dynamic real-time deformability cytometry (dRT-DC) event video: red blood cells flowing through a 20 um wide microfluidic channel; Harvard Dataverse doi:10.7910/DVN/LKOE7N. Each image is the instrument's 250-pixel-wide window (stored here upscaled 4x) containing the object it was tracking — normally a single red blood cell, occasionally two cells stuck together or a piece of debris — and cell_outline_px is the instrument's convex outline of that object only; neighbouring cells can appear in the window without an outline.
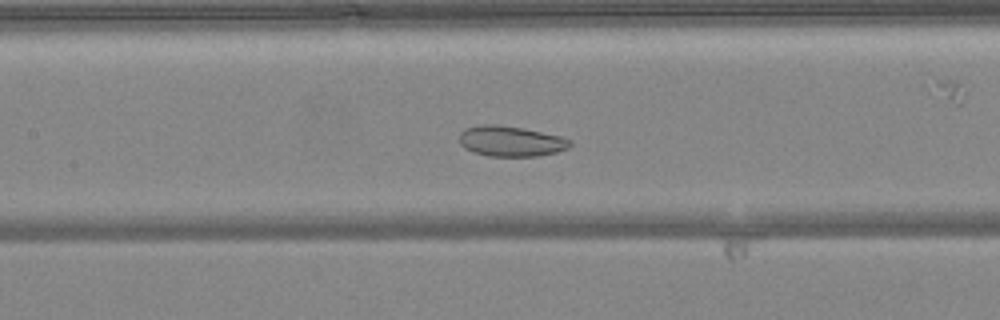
{"species": "common noctule bat (a hibernating species)", "species_latin": "Nyctalus noctula", "temperature_condition": "warm", "stored_images_in_passage": 52, "camera_frame_rate_fps": 3000, "um_per_image_px": 0.085, "animal": {"sex": "female", "body_mass_g": 24.6, "forearm_length_mm": 56.2}, "frame": {"image": 1, "passage_image": 24, "time_ms": 7.667, "image_size_px": [1000, 320], "cell_outline_px": [[572, 144], [568, 148], [556, 152], [540, 156], [488, 156], [472, 152], [464, 148], [460, 144], [460, 132], [464, 128], [480, 124], [496, 124], [524, 128], [560, 136], [572, 140]], "centroid_in_image_um": [43.4, 12.0], "position_along_channel_um": 164.0, "area_um2": 19.88}}
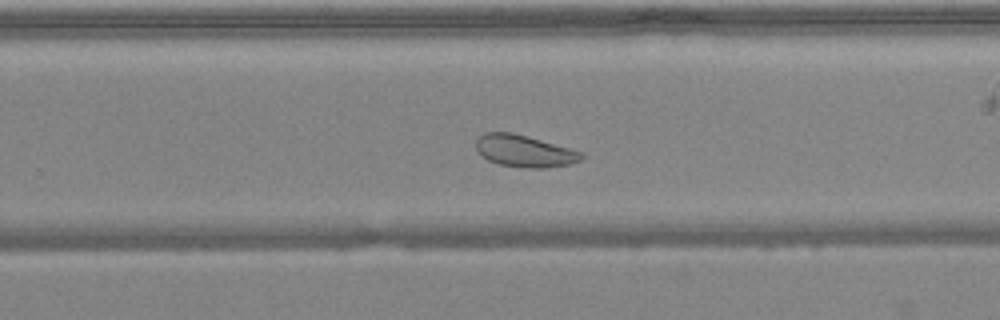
{"frame": {"image": 2, "passage_image": 33, "time_ms": 10.667, "image_size_px": [1000, 320], "cell_outline_px": [[584, 156], [580, 160], [568, 164], [548, 168], [528, 168], [500, 164], [488, 160], [476, 148], [476, 140], [484, 132], [512, 132], [584, 152]], "centroid_in_image_um": [44.59, 12.83], "position_along_channel_um": 285.2, "area_um2": 19.42}}
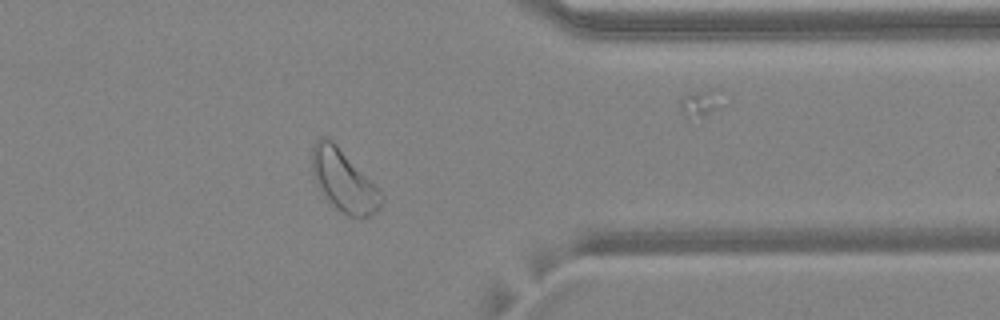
{"frame": {"image": 3, "passage_image": 41, "time_ms": 13.333, "image_size_px": [1000, 320], "cell_outline_px": [[384, 200], [380, 208], [376, 212], [368, 216], [348, 216], [328, 204], [316, 184], [312, 172], [312, 148], [316, 140], [320, 136], [328, 136], [336, 144], [384, 196]], "centroid_in_image_um": [29.17, 15.37], "position_along_channel_um": 382.2, "area_um2": 24.8}, "authors_computed_cell_mechanics": {"area_um2": 25.2875, "velocity_mm_per_s": 4.0718, "shape_relaxation_time_tau1_ms": 3.3278, "shape_relaxation_time_tau2_ms": null, "deformation_change_tau1": 0.0582, "deformation_change_tau2": null}}